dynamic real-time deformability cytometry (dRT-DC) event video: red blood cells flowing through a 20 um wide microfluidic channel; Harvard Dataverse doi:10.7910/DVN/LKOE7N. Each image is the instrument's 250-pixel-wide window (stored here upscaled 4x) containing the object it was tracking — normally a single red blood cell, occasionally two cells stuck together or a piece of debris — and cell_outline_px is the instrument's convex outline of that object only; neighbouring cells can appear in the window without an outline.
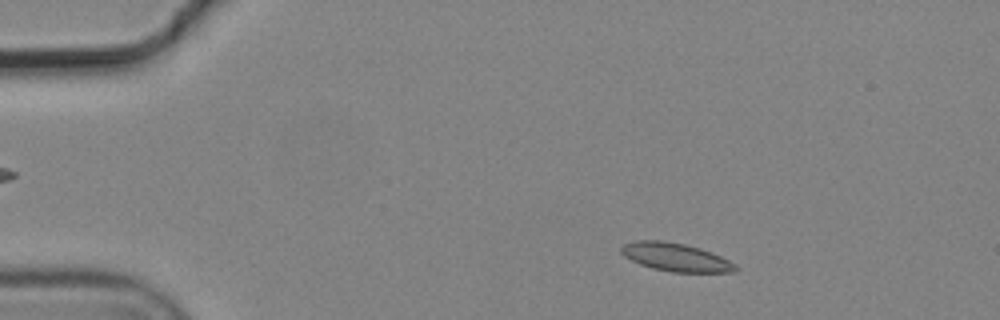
{"species": "common noctule bat (a hibernating species)", "species_latin": "Nyctalus noctula", "temperature_condition": "cold", "stored_images_in_passage": 3, "camera_frame_rate_fps": 3000, "um_per_image_px": 0.085, "animal": {"sex": "male", "body_mass_g": 19.2, "forearm_length_mm": 51.8}, "frame": {"image": 1, "passage_image": 1, "time_ms": 0.0, "image_size_px": [1000, 320], "cell_outline_px": [[740, 268], [736, 272], [672, 272], [652, 268], [640, 264], [624, 256], [620, 252], [620, 248], [624, 244], [636, 240], [660, 240], [684, 244], [700, 248], [712, 252], [736, 264]], "centroid_in_image_um": [57.45, 21.86], "position_along_channel_um": 27.6, "area_um2": 18.84}}